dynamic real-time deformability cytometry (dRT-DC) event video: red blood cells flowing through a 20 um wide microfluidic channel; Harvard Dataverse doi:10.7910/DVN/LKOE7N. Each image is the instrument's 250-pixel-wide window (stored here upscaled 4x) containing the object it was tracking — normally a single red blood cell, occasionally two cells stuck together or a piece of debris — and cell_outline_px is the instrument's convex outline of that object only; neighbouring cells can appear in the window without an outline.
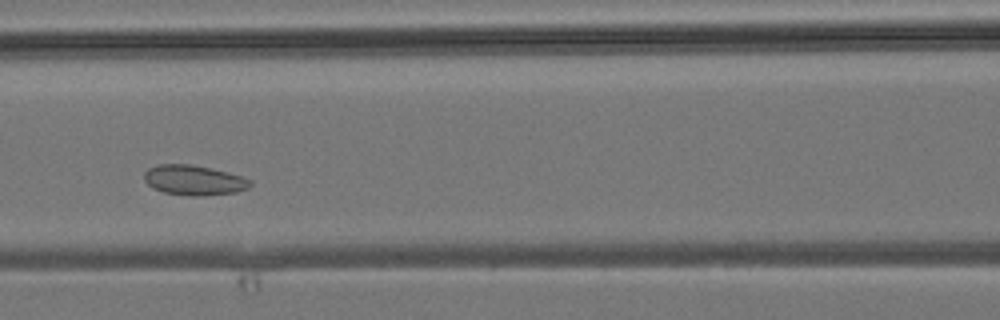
{"species": "common noctule bat (a hibernating species)", "species_latin": "Nyctalus noctula", "temperature_condition": "room temperature", "stored_images_in_passage": 35, "camera_frame_rate_fps": 3000, "um_per_image_px": 0.085, "animal": {"sex": "male", "body_mass_g": 19.2, "forearm_length_mm": 51.8}, "frame": {"image": 1, "passage_image": 10, "time_ms": 3.0, "image_size_px": [1000, 320], "cell_outline_px": [[252, 184], [248, 188], [236, 192], [204, 196], [188, 196], [164, 192], [152, 188], [144, 180], [144, 172], [148, 168], [160, 164], [192, 164], [228, 172], [252, 180]], "centroid_in_image_um": [16.48, 15.32], "position_along_channel_um": 150.1, "area_um2": 18.67}}
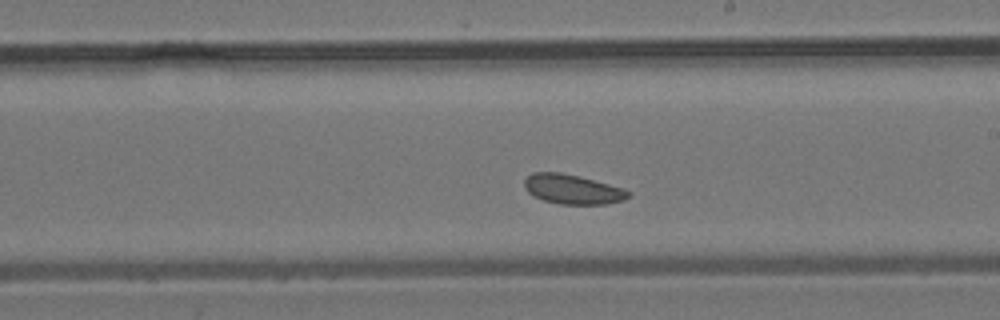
{"frame": {"image": 2, "passage_image": 16, "time_ms": 5.0, "image_size_px": [1000, 320], "cell_outline_px": [[632, 196], [624, 200], [604, 204], [560, 204], [544, 200], [532, 196], [524, 188], [524, 180], [532, 172], [560, 172], [580, 176], [608, 184], [632, 192]], "centroid_in_image_um": [48.65, 16.09], "position_along_channel_um": 240.4, "area_um2": 17.98}}
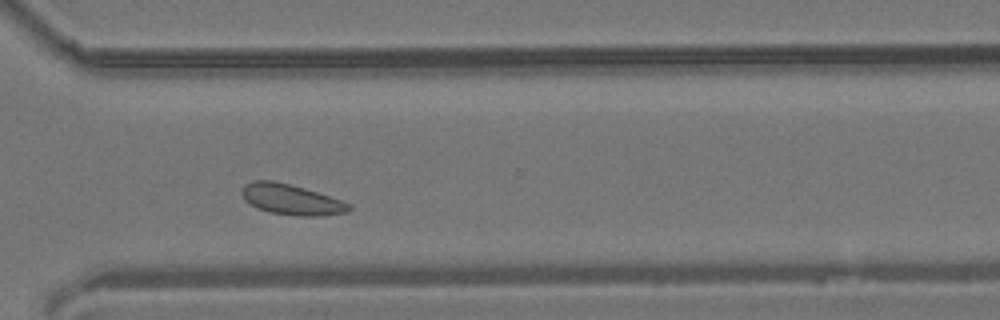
{"frame": {"image": 3, "passage_image": 23, "time_ms": 7.333, "image_size_px": [1000, 320], "cell_outline_px": [[352, 208], [348, 212], [320, 216], [296, 216], [268, 212], [256, 208], [244, 200], [240, 192], [244, 184], [252, 180], [272, 180], [304, 188], [352, 204]], "centroid_in_image_um": [24.72, 16.96], "position_along_channel_um": 345.9, "area_um2": 19.19}}